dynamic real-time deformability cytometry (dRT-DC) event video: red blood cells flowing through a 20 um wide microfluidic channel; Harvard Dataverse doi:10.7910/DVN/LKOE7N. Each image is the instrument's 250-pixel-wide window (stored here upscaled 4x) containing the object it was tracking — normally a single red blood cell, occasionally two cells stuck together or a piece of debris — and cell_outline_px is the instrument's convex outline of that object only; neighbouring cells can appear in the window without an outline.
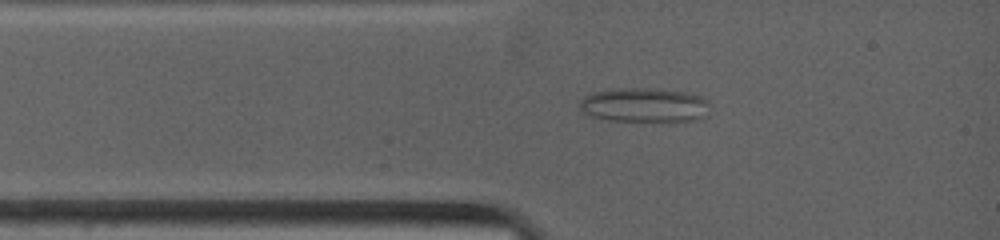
{"species": "common noctule bat (a hibernating species)", "species_latin": "Nyctalus noctula", "temperature_condition": "warm", "stored_images_in_passage": 14, "camera_frame_rate_fps": 4500, "um_per_image_px": 0.085, "animal": {"sex": "female", "body_mass_g": 19.0, "forearm_length_mm": 53.3}, "frame": {"image": 1, "passage_image": 3, "time_ms": 0.889, "image_size_px": [1000, 240], "cell_outline_px": [[708, 116], [692, 120], [608, 120], [588, 116], [580, 108], [580, 100], [584, 96], [592, 92], [616, 88], [656, 88], [684, 92], [700, 96], [708, 100]], "centroid_in_image_um": [54.74, 8.91], "position_along_channel_um": 30.3, "area_um2": 25.95}}
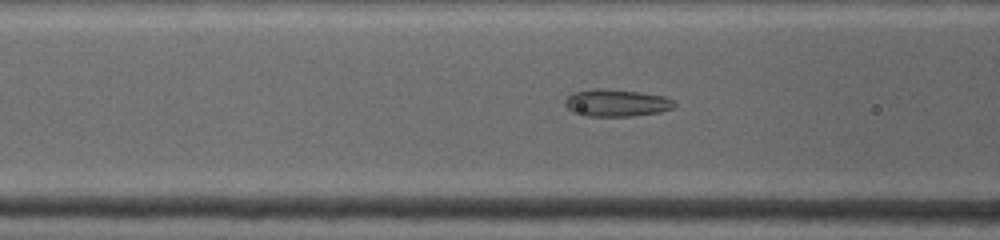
{"frame": {"image": 2, "passage_image": 10, "time_ms": 3.111, "image_size_px": [1000, 240], "cell_outline_px": [[676, 104], [672, 108], [660, 112], [632, 116], [584, 116], [572, 112], [564, 104], [564, 100], [572, 92], [596, 88], [604, 88], [640, 92], [664, 96], [676, 100]], "centroid_in_image_um": [52.39, 8.74], "position_along_channel_um": 114.2, "area_um2": 17.57}}